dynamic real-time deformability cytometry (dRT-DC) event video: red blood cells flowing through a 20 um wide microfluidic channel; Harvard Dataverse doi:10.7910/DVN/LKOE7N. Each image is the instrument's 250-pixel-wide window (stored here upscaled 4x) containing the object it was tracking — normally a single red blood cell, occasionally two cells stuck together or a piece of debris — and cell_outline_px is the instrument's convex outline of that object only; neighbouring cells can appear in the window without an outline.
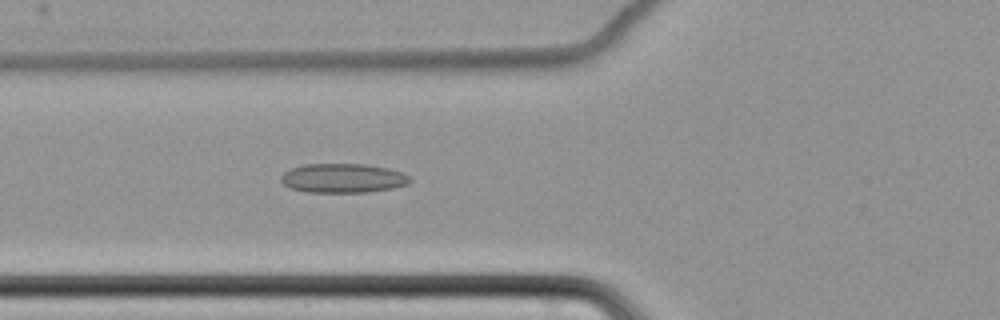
{"species": "common noctule bat (a hibernating species)", "species_latin": "Nyctalus noctula", "temperature_condition": "cold", "stored_images_in_passage": 51, "camera_frame_rate_fps": 3000, "um_per_image_px": 0.085, "animal": {"sex": "female", "body_mass_g": 22.7, "forearm_length_mm": 54.2}, "frame": {"image": 1, "passage_image": 14, "time_ms": 4.333, "image_size_px": [1000, 320], "cell_outline_px": [[412, 180], [408, 184], [392, 188], [368, 192], [308, 192], [292, 188], [284, 184], [280, 180], [280, 176], [284, 172], [292, 168], [304, 164], [364, 164], [388, 168], [404, 172], [412, 176]], "centroid_in_image_um": [29.2, 15.14], "position_along_channel_um": 96.6, "area_um2": 22.08}}
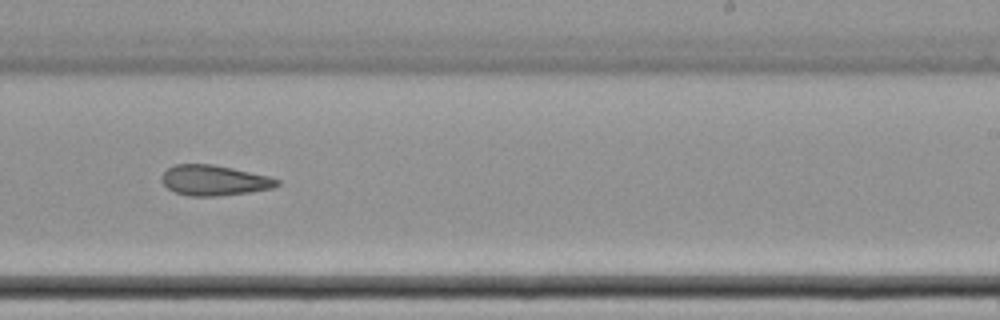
{"frame": {"image": 2, "passage_image": 29, "time_ms": 9.333, "image_size_px": [1000, 320], "cell_outline_px": [[280, 184], [272, 188], [248, 192], [216, 196], [188, 196], [176, 192], [168, 188], [160, 180], [160, 176], [168, 168], [176, 164], [212, 164], [232, 168], [268, 176], [280, 180]], "centroid_in_image_um": [18.18, 15.33], "position_along_channel_um": 270.8, "area_um2": 20.29}}
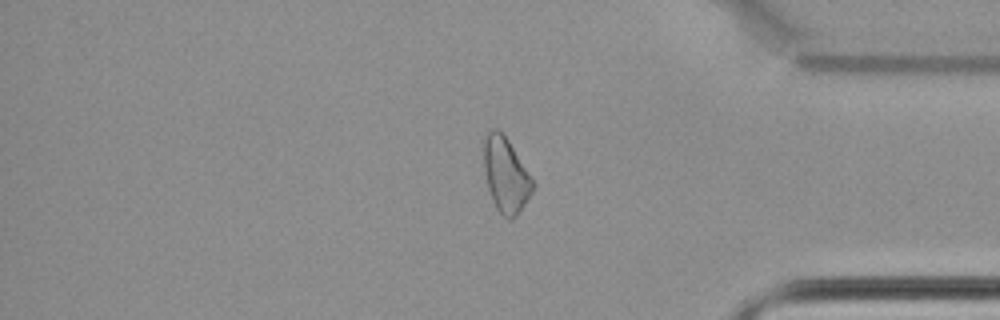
{"frame": {"image": 3, "passage_image": 41, "time_ms": 13.333, "image_size_px": [1000, 320], "cell_outline_px": [[536, 184], [532, 192], [516, 216], [512, 220], [508, 220], [496, 208], [492, 200], [488, 188], [484, 172], [484, 136], [492, 128], [496, 128], [508, 140]], "centroid_in_image_um": [42.98, 14.88], "position_along_channel_um": 392.2, "area_um2": 21.21}, "authors_computed_cell_mechanics": {"area_um2": 21.5594, "velocity_mm_per_s": 3.4836, "shape_relaxation_time_tau1_ms": null, "shape_relaxation_time_tau2_ms": 3.8299, "deformation_change_tau1": null, "deformation_change_tau2": 0.1033}}